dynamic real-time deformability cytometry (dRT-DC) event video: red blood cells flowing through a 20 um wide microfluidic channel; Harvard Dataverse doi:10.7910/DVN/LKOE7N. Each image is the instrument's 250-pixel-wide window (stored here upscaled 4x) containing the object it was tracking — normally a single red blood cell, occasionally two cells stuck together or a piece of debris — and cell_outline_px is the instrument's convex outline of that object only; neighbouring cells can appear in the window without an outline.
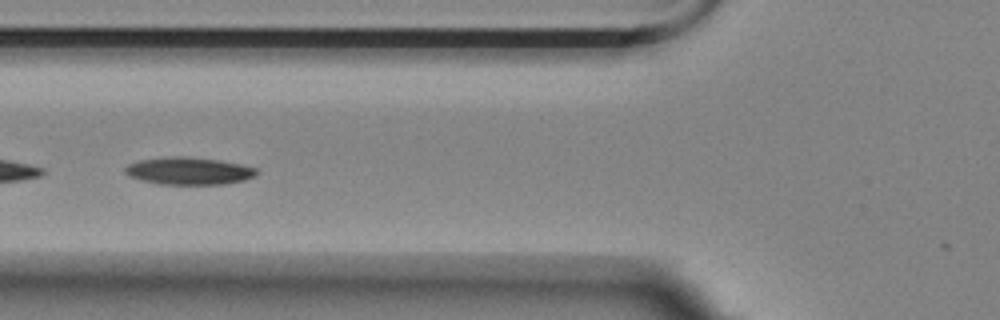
{"species": "Egyptian fruit bat (a non-hibernating species)", "species_latin": "Rousettus aegyptiacus", "temperature_condition": "room temperature", "stored_images_in_passage": 42, "camera_frame_rate_fps": 3000, "um_per_image_px": 0.085, "animal": {"sex": "female"}, "frame": {"image": 1, "passage_image": 12, "time_ms": 3.667, "image_size_px": [1000, 320], "cell_outline_px": [[260, 172], [256, 176], [244, 180], [224, 184], [160, 184], [128, 176], [124, 172], [124, 168], [128, 164], [140, 160], [168, 156], [188, 156], [220, 160], [244, 164], [256, 168]], "centroid_in_image_um": [16.1, 14.51], "position_along_channel_um": 109.7, "area_um2": 21.21}}
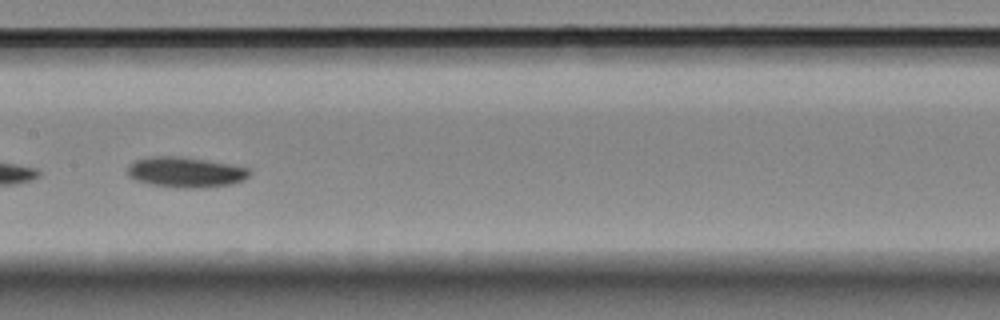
{"frame": {"image": 2, "passage_image": 19, "time_ms": 6.0, "image_size_px": [1000, 320], "cell_outline_px": [[252, 172], [244, 180], [232, 184], [200, 188], [180, 188], [152, 184], [136, 180], [128, 176], [128, 164], [136, 160], [148, 156], [184, 156], [228, 164], [248, 168]], "centroid_in_image_um": [15.77, 14.63], "position_along_channel_um": 191.6, "area_um2": 21.68}}
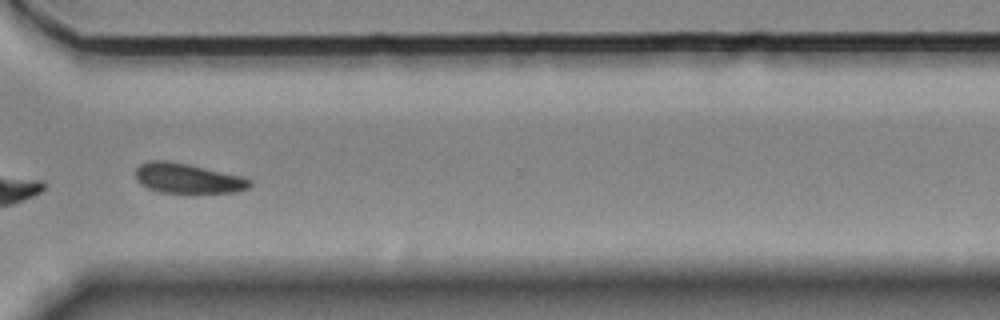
{"frame": {"image": 3, "passage_image": 33, "time_ms": 10.667, "image_size_px": [1000, 320], "cell_outline_px": [[252, 184], [248, 188], [240, 192], [192, 196], [160, 192], [148, 188], [140, 184], [136, 180], [136, 168], [140, 164], [148, 160], [168, 160], [188, 164], [244, 176], [252, 180]], "centroid_in_image_um": [16.01, 15.21], "position_along_channel_um": 354.6, "area_um2": 21.21}}